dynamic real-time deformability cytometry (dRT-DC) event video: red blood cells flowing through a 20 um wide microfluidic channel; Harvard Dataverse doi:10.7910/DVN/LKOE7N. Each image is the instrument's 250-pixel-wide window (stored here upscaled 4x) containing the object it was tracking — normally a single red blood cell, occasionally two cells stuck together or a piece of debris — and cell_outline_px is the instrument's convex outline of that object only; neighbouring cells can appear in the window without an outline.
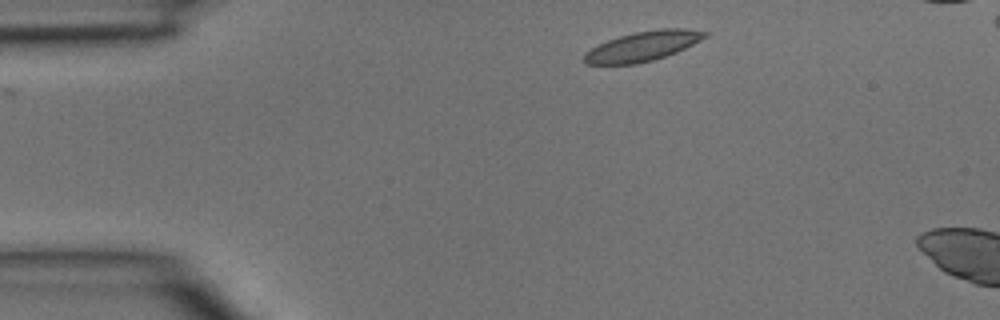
{"species": "common noctule bat (a hibernating species)", "species_latin": "Nyctalus noctula", "temperature_condition": "room temperature", "stored_images_in_passage": 4, "camera_frame_rate_fps": 3000, "um_per_image_px": 0.085, "animal": {"sex": "male", "body_mass_g": 15.6}, "frame": {"image": 1, "passage_image": 1, "time_ms": 0.0, "image_size_px": [1000, 320], "cell_outline_px": [[708, 36], [676, 52], [652, 60], [636, 64], [584, 64], [584, 52], [608, 40], [620, 36], [636, 32], [660, 28], [684, 28], [708, 32]], "centroid_in_image_um": [54.63, 3.92], "position_along_channel_um": 30.4, "area_um2": 20.63}}